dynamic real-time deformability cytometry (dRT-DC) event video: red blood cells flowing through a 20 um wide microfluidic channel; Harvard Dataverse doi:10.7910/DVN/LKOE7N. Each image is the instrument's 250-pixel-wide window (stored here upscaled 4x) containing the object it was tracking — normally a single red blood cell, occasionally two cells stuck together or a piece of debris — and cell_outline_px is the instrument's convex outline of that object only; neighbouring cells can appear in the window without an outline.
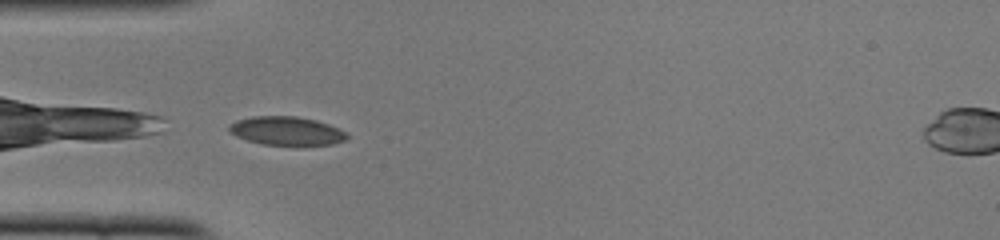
{"species": "common noctule bat (a hibernating species)", "species_latin": "Nyctalus noctula", "temperature_condition": "cold", "stored_images_in_passage": 31, "camera_frame_rate_fps": 3000, "um_per_image_px": 0.085, "animal": {"sex": "female", "body_mass_g": 22.0, "forearm_length_mm": 56.7}, "frame": {"image": 1, "passage_image": 1, "time_ms": 0.0, "image_size_px": [1000, 240], "cell_outline_px": [[348, 140], [332, 144], [304, 148], [300, 148], [260, 144], [236, 136], [228, 132], [228, 128], [236, 120], [252, 116], [296, 116], [316, 120], [328, 124], [344, 132], [348, 136]], "centroid_in_image_um": [24.38, 11.18], "position_along_channel_um": 60.6, "area_um2": 20.46}}
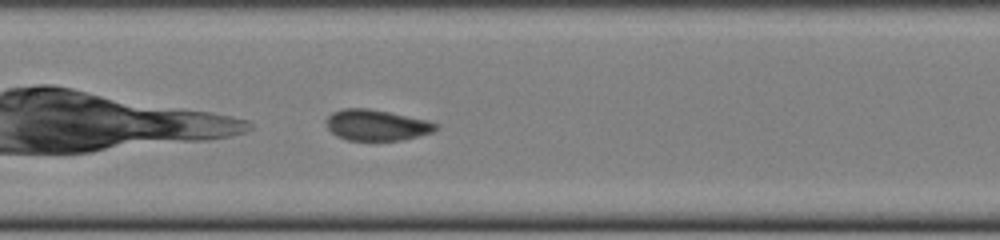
{"frame": {"image": 2, "passage_image": 10, "time_ms": 3.0, "image_size_px": [1000, 240], "cell_outline_px": [[436, 128], [432, 132], [400, 140], [348, 140], [336, 136], [328, 128], [328, 116], [332, 112], [344, 108], [368, 108], [428, 120], [436, 124]], "centroid_in_image_um": [31.98, 10.63], "position_along_channel_um": 175.4, "area_um2": 19.36}}
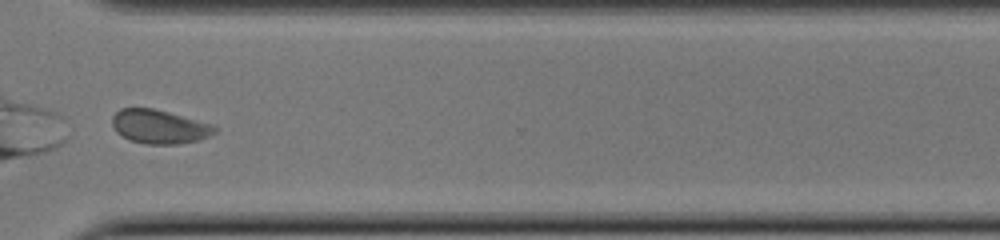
{"frame": {"image": 3, "passage_image": 24, "time_ms": 7.667, "image_size_px": [1000, 240], "cell_outline_px": [[216, 132], [200, 140], [180, 144], [144, 144], [128, 140], [116, 132], [112, 124], [112, 116], [120, 108], [152, 108], [168, 112], [208, 124], [216, 128]], "centroid_in_image_um": [13.48, 10.78], "position_along_channel_um": 357.1, "area_um2": 20.06}, "authors_computed_cell_mechanics": {"area_um2": 19.941, "velocity_mm_per_s": 3.8804, "shape_relaxation_time_tau1_ms": 4.0911, "shape_relaxation_time_tau2_ms": 0.6982, "deformation_change_tau1": 0.0926, "deformation_change_tau2": 0.0417}}